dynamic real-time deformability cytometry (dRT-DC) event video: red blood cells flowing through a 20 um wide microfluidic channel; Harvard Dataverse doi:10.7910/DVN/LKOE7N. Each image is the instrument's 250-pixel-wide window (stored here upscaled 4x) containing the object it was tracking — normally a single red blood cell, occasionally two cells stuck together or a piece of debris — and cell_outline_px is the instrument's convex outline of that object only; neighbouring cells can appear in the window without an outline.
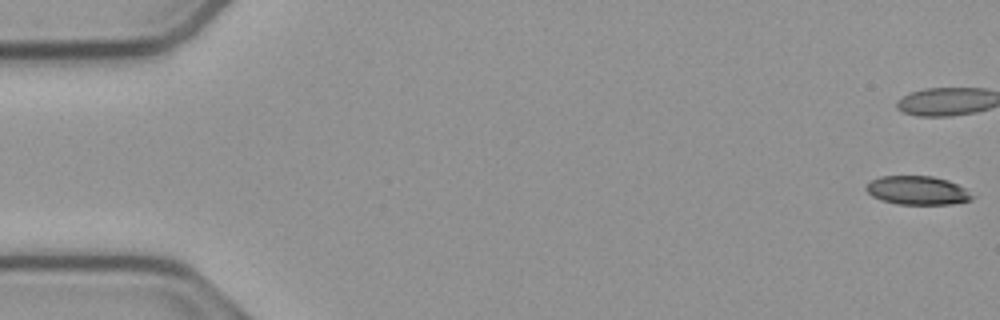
{"species": "common noctule bat (a hibernating species)", "species_latin": "Nyctalus noctula", "temperature_condition": "cold", "stored_images_in_passage": 48, "camera_frame_rate_fps": 3000, "um_per_image_px": 0.085, "animal": {"sex": "male", "body_mass_g": 23.1, "forearm_length_mm": 52.7}, "frame": {"image": 1, "passage_image": 1, "time_ms": 0.0, "image_size_px": [1000, 320], "cell_outline_px": [[976, 196], [972, 200], [952, 204], [896, 204], [880, 200], [872, 196], [864, 188], [872, 180], [880, 176], [932, 176], [948, 180], [964, 188]], "centroid_in_image_um": [78.0, 16.19], "position_along_channel_um": 7.0, "area_um2": 17.8}}